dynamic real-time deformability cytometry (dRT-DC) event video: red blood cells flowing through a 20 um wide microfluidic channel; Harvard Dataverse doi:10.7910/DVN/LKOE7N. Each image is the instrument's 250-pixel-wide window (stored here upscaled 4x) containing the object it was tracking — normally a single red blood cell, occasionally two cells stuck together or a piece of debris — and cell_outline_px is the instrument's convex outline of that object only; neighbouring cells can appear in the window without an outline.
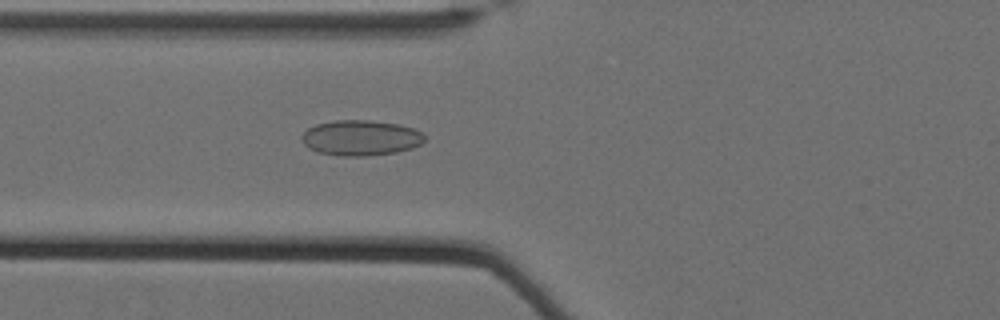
{"species": "Egyptian fruit bat (a non-hibernating species)", "species_latin": "Rousettus aegyptiacus", "temperature_condition": "cold", "stored_images_in_passage": 48, "camera_frame_rate_fps": 3000, "um_per_image_px": 0.085, "animal": {"sex": "female"}, "frame": {"image": 1, "passage_image": 13, "time_ms": 4.0, "image_size_px": [1000, 320], "cell_outline_px": [[424, 140], [420, 144], [412, 148], [396, 152], [368, 156], [340, 156], [316, 152], [308, 148], [304, 144], [300, 136], [308, 128], [316, 124], [336, 120], [372, 120], [400, 124], [424, 132]], "centroid_in_image_um": [30.65, 11.72], "position_along_channel_um": 95.1, "area_um2": 25.61}}
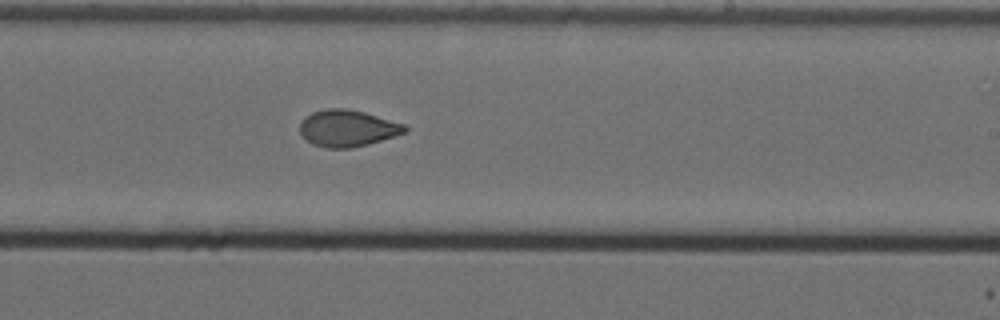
{"frame": {"image": 2, "passage_image": 27, "time_ms": 8.667, "image_size_px": [1000, 320], "cell_outline_px": [[408, 132], [368, 144], [352, 148], [324, 148], [312, 144], [300, 132], [300, 120], [304, 116], [312, 112], [328, 108], [348, 108], [364, 112], [404, 124], [408, 128]], "centroid_in_image_um": [29.53, 10.9], "position_along_channel_um": 259.5, "area_um2": 22.54}}
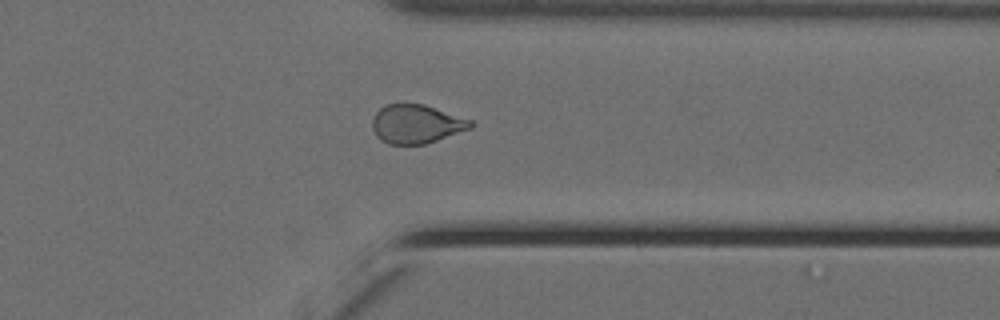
{"frame": {"image": 3, "passage_image": 37, "time_ms": 12.0, "image_size_px": [1000, 320], "cell_outline_px": [[476, 124], [472, 128], [424, 144], [388, 144], [380, 140], [376, 136], [372, 128], [372, 120], [376, 112], [384, 104], [424, 104], [472, 120]], "centroid_in_image_um": [35.38, 10.54], "position_along_channel_um": 376.0, "area_um2": 22.25}, "authors_computed_cell_mechanics": {"area_um2": 22.8888, "velocity_mm_per_s": 3.4893, "shape_relaxation_time_tau1_ms": 11.385, "shape_relaxation_time_tau2_ms": 2.2934, "deformation_change_tau1": 0.1844, "deformation_change_tau2": 0.0649}}